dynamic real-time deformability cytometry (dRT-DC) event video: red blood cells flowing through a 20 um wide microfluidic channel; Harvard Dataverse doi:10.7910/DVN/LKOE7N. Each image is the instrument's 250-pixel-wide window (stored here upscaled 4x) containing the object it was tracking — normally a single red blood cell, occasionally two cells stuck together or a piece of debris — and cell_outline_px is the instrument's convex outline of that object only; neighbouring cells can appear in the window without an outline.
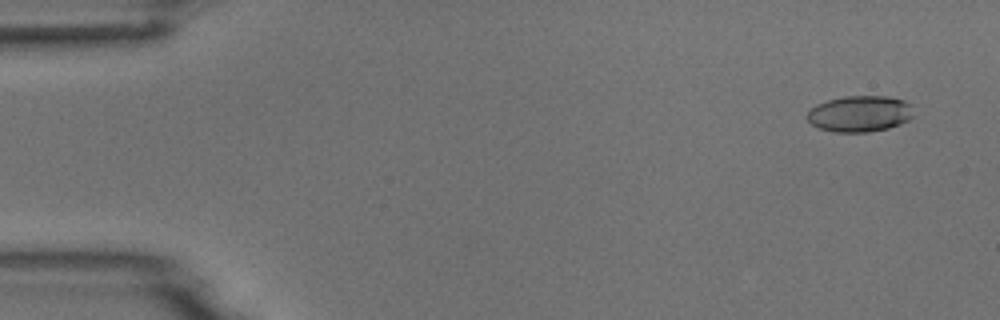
{"species": "common noctule bat (a hibernating species)", "species_latin": "Nyctalus noctula", "temperature_condition": "room temperature", "stored_images_in_passage": 5, "camera_frame_rate_fps": 3000, "um_per_image_px": 0.085, "animal": {"sex": "male", "body_mass_g": 18.8}, "frame": {"image": 1, "passage_image": 1, "time_ms": 0.0, "image_size_px": [1000, 320], "cell_outline_px": [[912, 116], [908, 120], [900, 124], [888, 128], [868, 132], [836, 132], [820, 128], [812, 124], [804, 116], [816, 104], [828, 100], [844, 96], [888, 96], [904, 100], [912, 104]], "centroid_in_image_um": [73.08, 9.66], "position_along_channel_um": 11.9, "area_um2": 22.48}}
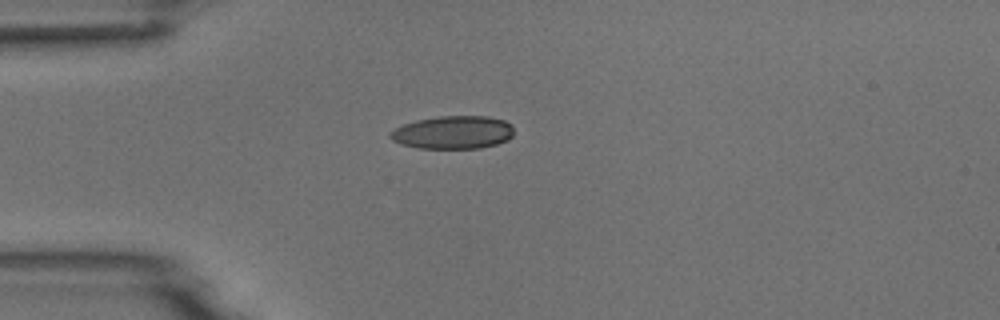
{"frame": {"image": 2, "passage_image": 4, "time_ms": 3.667, "image_size_px": [1000, 320], "cell_outline_px": [[512, 136], [508, 140], [496, 144], [480, 148], [416, 148], [400, 144], [392, 140], [388, 136], [388, 132], [404, 124], [416, 120], [436, 116], [488, 116], [504, 120], [512, 124]], "centroid_in_image_um": [38.48, 11.25], "position_along_channel_um": 46.5, "area_um2": 23.99}}